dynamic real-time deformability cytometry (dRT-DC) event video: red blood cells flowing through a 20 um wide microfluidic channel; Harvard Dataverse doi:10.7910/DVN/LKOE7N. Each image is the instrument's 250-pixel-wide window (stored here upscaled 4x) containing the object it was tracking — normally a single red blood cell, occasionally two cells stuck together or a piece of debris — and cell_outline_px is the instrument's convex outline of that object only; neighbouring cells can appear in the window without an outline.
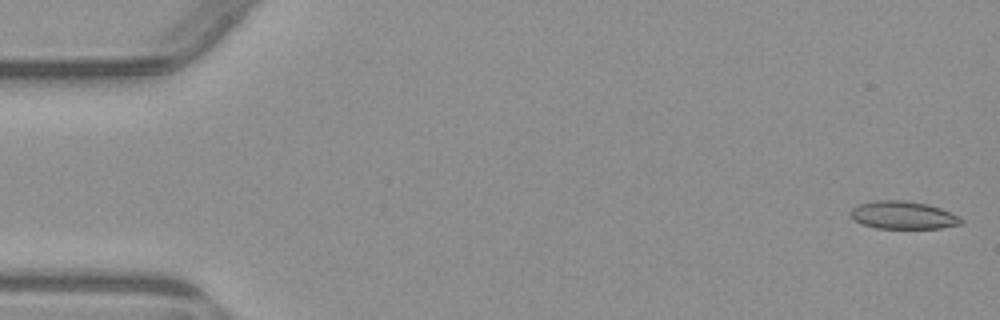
{"species": "common noctule bat (a hibernating species)", "species_latin": "Nyctalus noctula", "temperature_condition": "warm", "stored_images_in_passage": 4, "camera_frame_rate_fps": 3000, "um_per_image_px": 0.085, "animal": {"sex": "male", "body_mass_g": 23.1, "forearm_length_mm": 52.7}, "frame": {"image": 1, "passage_image": 1, "time_ms": 0.0, "image_size_px": [1000, 320], "cell_outline_px": [[964, 220], [960, 224], [940, 228], [876, 228], [864, 224], [856, 220], [852, 216], [852, 208], [860, 204], [876, 200], [904, 200], [928, 204], [940, 208]], "centroid_in_image_um": [76.77, 18.28], "position_along_channel_um": 8.2, "area_um2": 17.51}}
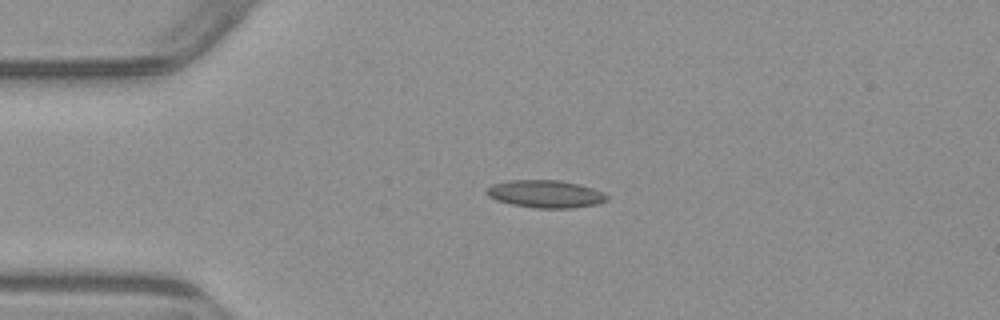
{"frame": {"image": 2, "passage_image": 4, "time_ms": 3.667, "image_size_px": [1000, 320], "cell_outline_px": [[608, 200], [596, 204], [572, 208], [536, 208], [512, 204], [496, 200], [488, 196], [484, 192], [492, 184], [508, 180], [560, 180], [580, 184], [604, 192], [608, 196]], "centroid_in_image_um": [46.37, 16.48], "position_along_channel_um": 38.6, "area_um2": 19.42}}